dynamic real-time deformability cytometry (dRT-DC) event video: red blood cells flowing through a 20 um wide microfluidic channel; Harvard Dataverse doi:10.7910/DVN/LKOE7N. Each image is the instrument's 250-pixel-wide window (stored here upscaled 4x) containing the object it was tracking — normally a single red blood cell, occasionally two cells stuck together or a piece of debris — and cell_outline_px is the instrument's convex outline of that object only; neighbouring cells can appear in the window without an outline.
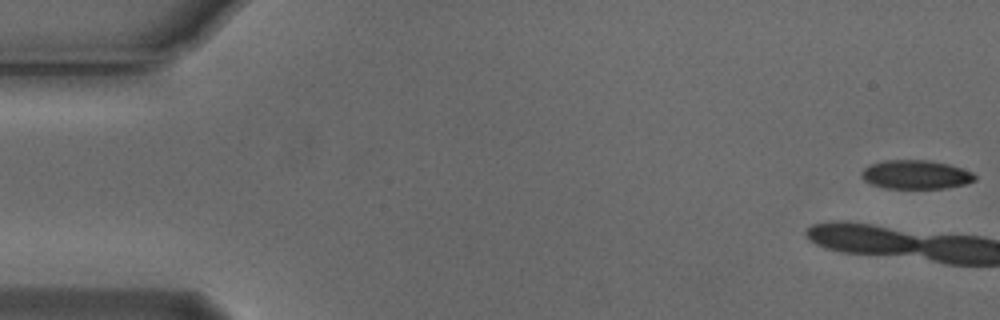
{"species": "Egyptian fruit bat (a non-hibernating species)", "species_latin": "Rousettus aegyptiacus", "temperature_condition": "cold", "stored_images_in_passage": 5, "camera_frame_rate_fps": 3000, "um_per_image_px": 0.085, "animal": {"sex": "male"}, "frame": {"image": 1, "passage_image": 1, "time_ms": 0.0, "image_size_px": [1000, 320], "cell_outline_px": [[976, 180], [964, 184], [944, 188], [884, 188], [872, 184], [864, 180], [860, 176], [860, 172], [864, 168], [872, 164], [884, 160], [928, 160], [948, 164], [972, 172], [976, 176]], "centroid_in_image_um": [77.82, 14.84], "position_along_channel_um": 7.2, "area_um2": 18.96}}